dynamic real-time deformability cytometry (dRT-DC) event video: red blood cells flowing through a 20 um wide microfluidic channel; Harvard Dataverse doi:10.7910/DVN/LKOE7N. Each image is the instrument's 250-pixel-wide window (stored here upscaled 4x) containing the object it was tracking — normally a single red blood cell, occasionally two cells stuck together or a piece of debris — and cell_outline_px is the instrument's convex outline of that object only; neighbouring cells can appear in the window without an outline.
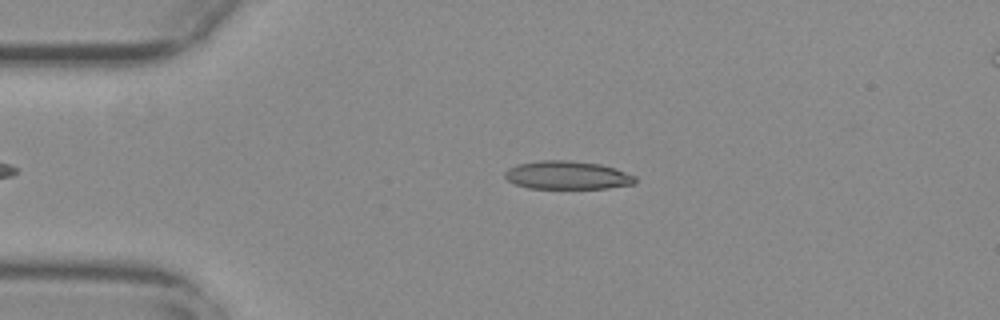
{"species": "common noctule bat (a hibernating species)", "species_latin": "Nyctalus noctula", "temperature_condition": "warm", "stored_images_in_passage": 40, "camera_frame_rate_fps": 3000, "um_per_image_px": 0.085, "animal": {"sex": "female", "body_mass_g": 29.2, "forearm_length_mm": 56.3}, "frame": {"image": 1, "passage_image": 3, "time_ms": 0.667, "image_size_px": [1000, 320], "cell_outline_px": [[636, 184], [608, 188], [528, 188], [516, 184], [508, 180], [504, 176], [504, 172], [508, 168], [516, 164], [540, 160], [572, 160], [600, 164], [616, 168], [636, 176]], "centroid_in_image_um": [48.23, 14.88], "position_along_channel_um": 36.8, "area_um2": 21.68}}
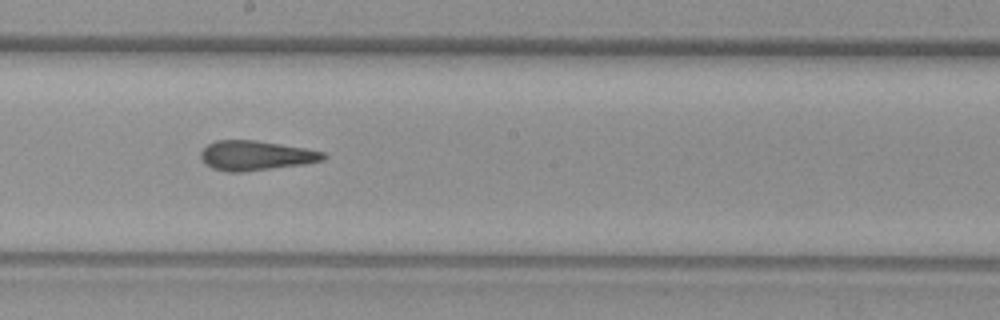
{"frame": {"image": 2, "passage_image": 21, "time_ms": 6.667, "image_size_px": [1000, 320], "cell_outline_px": [[328, 156], [324, 160], [304, 164], [244, 172], [228, 172], [212, 168], [200, 156], [200, 152], [208, 144], [216, 140], [256, 140], [304, 148], [324, 152]], "centroid_in_image_um": [21.76, 13.22], "position_along_channel_um": 226.4, "area_um2": 21.1}}
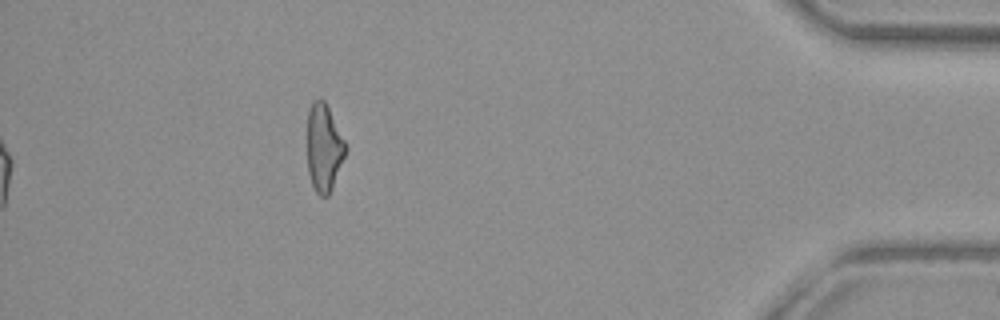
{"frame": {"image": 3, "passage_image": 40, "time_ms": 13.0, "image_size_px": [1000, 320], "cell_outline_px": [[348, 148], [332, 188], [328, 196], [320, 196], [316, 192], [312, 184], [308, 172], [308, 112], [312, 100], [320, 96], [324, 100]], "centroid_in_image_um": [27.53, 12.54], "position_along_channel_um": 407.7, "area_um2": 19.42}, "authors_computed_cell_mechanics": {"area_um2": 21.2993, "velocity_mm_per_s": 3.7489, "shape_relaxation_time_tau1_ms": null, "shape_relaxation_time_tau2_ms": 1.8296, "deformation_change_tau1": null, "deformation_change_tau2": 0.1145}}